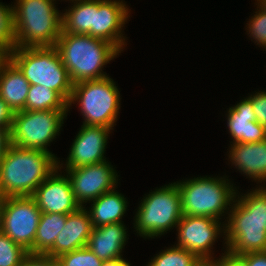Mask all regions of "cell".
<instances>
[{
    "mask_svg": "<svg viewBox=\"0 0 266 266\" xmlns=\"http://www.w3.org/2000/svg\"><path fill=\"white\" fill-rule=\"evenodd\" d=\"M57 169L54 154L11 144L0 161V197L32 196Z\"/></svg>",
    "mask_w": 266,
    "mask_h": 266,
    "instance_id": "cell-1",
    "label": "cell"
},
{
    "mask_svg": "<svg viewBox=\"0 0 266 266\" xmlns=\"http://www.w3.org/2000/svg\"><path fill=\"white\" fill-rule=\"evenodd\" d=\"M55 47L73 84L107 77L102 68L121 53L113 44L103 39L63 31Z\"/></svg>",
    "mask_w": 266,
    "mask_h": 266,
    "instance_id": "cell-2",
    "label": "cell"
},
{
    "mask_svg": "<svg viewBox=\"0 0 266 266\" xmlns=\"http://www.w3.org/2000/svg\"><path fill=\"white\" fill-rule=\"evenodd\" d=\"M13 9L15 48L55 46L62 32V14L55 0H16Z\"/></svg>",
    "mask_w": 266,
    "mask_h": 266,
    "instance_id": "cell-3",
    "label": "cell"
},
{
    "mask_svg": "<svg viewBox=\"0 0 266 266\" xmlns=\"http://www.w3.org/2000/svg\"><path fill=\"white\" fill-rule=\"evenodd\" d=\"M6 57L30 85L50 88L68 103L74 84L55 46L14 48Z\"/></svg>",
    "mask_w": 266,
    "mask_h": 266,
    "instance_id": "cell-4",
    "label": "cell"
},
{
    "mask_svg": "<svg viewBox=\"0 0 266 266\" xmlns=\"http://www.w3.org/2000/svg\"><path fill=\"white\" fill-rule=\"evenodd\" d=\"M228 181L225 177L207 176L177 181L183 215L221 219L220 217L224 216L222 214L227 208L226 211L230 209L236 197L237 190Z\"/></svg>",
    "mask_w": 266,
    "mask_h": 266,
    "instance_id": "cell-5",
    "label": "cell"
},
{
    "mask_svg": "<svg viewBox=\"0 0 266 266\" xmlns=\"http://www.w3.org/2000/svg\"><path fill=\"white\" fill-rule=\"evenodd\" d=\"M120 92L110 77L86 80L73 85L69 107L79 102L83 125L114 127L120 109Z\"/></svg>",
    "mask_w": 266,
    "mask_h": 266,
    "instance_id": "cell-6",
    "label": "cell"
},
{
    "mask_svg": "<svg viewBox=\"0 0 266 266\" xmlns=\"http://www.w3.org/2000/svg\"><path fill=\"white\" fill-rule=\"evenodd\" d=\"M141 201L133 224L143 238L167 233L176 228L183 216L181 194L176 182L157 188Z\"/></svg>",
    "mask_w": 266,
    "mask_h": 266,
    "instance_id": "cell-7",
    "label": "cell"
},
{
    "mask_svg": "<svg viewBox=\"0 0 266 266\" xmlns=\"http://www.w3.org/2000/svg\"><path fill=\"white\" fill-rule=\"evenodd\" d=\"M68 110H21L13 113L10 143L20 148L51 153L47 146L59 135Z\"/></svg>",
    "mask_w": 266,
    "mask_h": 266,
    "instance_id": "cell-8",
    "label": "cell"
},
{
    "mask_svg": "<svg viewBox=\"0 0 266 266\" xmlns=\"http://www.w3.org/2000/svg\"><path fill=\"white\" fill-rule=\"evenodd\" d=\"M41 211L32 196L0 200V231L27 251L33 246Z\"/></svg>",
    "mask_w": 266,
    "mask_h": 266,
    "instance_id": "cell-9",
    "label": "cell"
},
{
    "mask_svg": "<svg viewBox=\"0 0 266 266\" xmlns=\"http://www.w3.org/2000/svg\"><path fill=\"white\" fill-rule=\"evenodd\" d=\"M229 216L226 217V250L234 255L266 251V230L252 214L237 201H233Z\"/></svg>",
    "mask_w": 266,
    "mask_h": 266,
    "instance_id": "cell-10",
    "label": "cell"
},
{
    "mask_svg": "<svg viewBox=\"0 0 266 266\" xmlns=\"http://www.w3.org/2000/svg\"><path fill=\"white\" fill-rule=\"evenodd\" d=\"M206 216L183 215L176 228L178 243L181 247L195 254L204 263H212L211 247L220 233H225V224ZM223 227V228H221Z\"/></svg>",
    "mask_w": 266,
    "mask_h": 266,
    "instance_id": "cell-11",
    "label": "cell"
},
{
    "mask_svg": "<svg viewBox=\"0 0 266 266\" xmlns=\"http://www.w3.org/2000/svg\"><path fill=\"white\" fill-rule=\"evenodd\" d=\"M114 169L105 160L100 163L65 170L75 199L81 207L84 203L91 202L116 188L118 176Z\"/></svg>",
    "mask_w": 266,
    "mask_h": 266,
    "instance_id": "cell-12",
    "label": "cell"
},
{
    "mask_svg": "<svg viewBox=\"0 0 266 266\" xmlns=\"http://www.w3.org/2000/svg\"><path fill=\"white\" fill-rule=\"evenodd\" d=\"M62 164L58 160L55 170L35 190L32 197L42 213L70 214L77 211L81 205L76 201L69 178L58 173Z\"/></svg>",
    "mask_w": 266,
    "mask_h": 266,
    "instance_id": "cell-13",
    "label": "cell"
},
{
    "mask_svg": "<svg viewBox=\"0 0 266 266\" xmlns=\"http://www.w3.org/2000/svg\"><path fill=\"white\" fill-rule=\"evenodd\" d=\"M111 128L104 126L82 125L66 162V169L92 165L106 160L104 153Z\"/></svg>",
    "mask_w": 266,
    "mask_h": 266,
    "instance_id": "cell-14",
    "label": "cell"
},
{
    "mask_svg": "<svg viewBox=\"0 0 266 266\" xmlns=\"http://www.w3.org/2000/svg\"><path fill=\"white\" fill-rule=\"evenodd\" d=\"M129 12L122 0H97V11H94L93 19V37L108 41L120 52L123 51L126 43L122 29L130 17Z\"/></svg>",
    "mask_w": 266,
    "mask_h": 266,
    "instance_id": "cell-15",
    "label": "cell"
},
{
    "mask_svg": "<svg viewBox=\"0 0 266 266\" xmlns=\"http://www.w3.org/2000/svg\"><path fill=\"white\" fill-rule=\"evenodd\" d=\"M92 230L93 225L87 208L80 207L77 211L67 214L65 227L45 255L56 259L63 254L86 247Z\"/></svg>",
    "mask_w": 266,
    "mask_h": 266,
    "instance_id": "cell-16",
    "label": "cell"
},
{
    "mask_svg": "<svg viewBox=\"0 0 266 266\" xmlns=\"http://www.w3.org/2000/svg\"><path fill=\"white\" fill-rule=\"evenodd\" d=\"M227 126L232 143H251L266 140V126L256 121L252 101L247 97L230 107L227 112Z\"/></svg>",
    "mask_w": 266,
    "mask_h": 266,
    "instance_id": "cell-17",
    "label": "cell"
},
{
    "mask_svg": "<svg viewBox=\"0 0 266 266\" xmlns=\"http://www.w3.org/2000/svg\"><path fill=\"white\" fill-rule=\"evenodd\" d=\"M230 161L239 172L265 184L266 181V140L251 143H232Z\"/></svg>",
    "mask_w": 266,
    "mask_h": 266,
    "instance_id": "cell-18",
    "label": "cell"
},
{
    "mask_svg": "<svg viewBox=\"0 0 266 266\" xmlns=\"http://www.w3.org/2000/svg\"><path fill=\"white\" fill-rule=\"evenodd\" d=\"M127 231L123 223H111L93 228L87 247L102 261L122 257L127 241Z\"/></svg>",
    "mask_w": 266,
    "mask_h": 266,
    "instance_id": "cell-19",
    "label": "cell"
},
{
    "mask_svg": "<svg viewBox=\"0 0 266 266\" xmlns=\"http://www.w3.org/2000/svg\"><path fill=\"white\" fill-rule=\"evenodd\" d=\"M29 86L20 70L6 56H1L0 97L13 113L25 109Z\"/></svg>",
    "mask_w": 266,
    "mask_h": 266,
    "instance_id": "cell-20",
    "label": "cell"
},
{
    "mask_svg": "<svg viewBox=\"0 0 266 266\" xmlns=\"http://www.w3.org/2000/svg\"><path fill=\"white\" fill-rule=\"evenodd\" d=\"M90 215L93 228L111 223H122V217L127 209V201L124 195L115 189L106 192L92 201Z\"/></svg>",
    "mask_w": 266,
    "mask_h": 266,
    "instance_id": "cell-21",
    "label": "cell"
},
{
    "mask_svg": "<svg viewBox=\"0 0 266 266\" xmlns=\"http://www.w3.org/2000/svg\"><path fill=\"white\" fill-rule=\"evenodd\" d=\"M72 2L74 5L66 9L65 13H61L62 31L93 37V19L94 11H97V0H72Z\"/></svg>",
    "mask_w": 266,
    "mask_h": 266,
    "instance_id": "cell-22",
    "label": "cell"
},
{
    "mask_svg": "<svg viewBox=\"0 0 266 266\" xmlns=\"http://www.w3.org/2000/svg\"><path fill=\"white\" fill-rule=\"evenodd\" d=\"M67 215L61 213H41L30 254L45 255L54 245L57 235L66 224Z\"/></svg>",
    "mask_w": 266,
    "mask_h": 266,
    "instance_id": "cell-23",
    "label": "cell"
},
{
    "mask_svg": "<svg viewBox=\"0 0 266 266\" xmlns=\"http://www.w3.org/2000/svg\"><path fill=\"white\" fill-rule=\"evenodd\" d=\"M24 110H68V103L50 88L41 85H30Z\"/></svg>",
    "mask_w": 266,
    "mask_h": 266,
    "instance_id": "cell-24",
    "label": "cell"
},
{
    "mask_svg": "<svg viewBox=\"0 0 266 266\" xmlns=\"http://www.w3.org/2000/svg\"><path fill=\"white\" fill-rule=\"evenodd\" d=\"M195 254L178 246L162 250L147 266H203Z\"/></svg>",
    "mask_w": 266,
    "mask_h": 266,
    "instance_id": "cell-25",
    "label": "cell"
},
{
    "mask_svg": "<svg viewBox=\"0 0 266 266\" xmlns=\"http://www.w3.org/2000/svg\"><path fill=\"white\" fill-rule=\"evenodd\" d=\"M235 199L248 211L249 214L260 222L266 230V188L260 186L241 197Z\"/></svg>",
    "mask_w": 266,
    "mask_h": 266,
    "instance_id": "cell-26",
    "label": "cell"
},
{
    "mask_svg": "<svg viewBox=\"0 0 266 266\" xmlns=\"http://www.w3.org/2000/svg\"><path fill=\"white\" fill-rule=\"evenodd\" d=\"M15 48L12 6L0 3V55L6 56Z\"/></svg>",
    "mask_w": 266,
    "mask_h": 266,
    "instance_id": "cell-27",
    "label": "cell"
},
{
    "mask_svg": "<svg viewBox=\"0 0 266 266\" xmlns=\"http://www.w3.org/2000/svg\"><path fill=\"white\" fill-rule=\"evenodd\" d=\"M28 251L0 231V266H21Z\"/></svg>",
    "mask_w": 266,
    "mask_h": 266,
    "instance_id": "cell-28",
    "label": "cell"
},
{
    "mask_svg": "<svg viewBox=\"0 0 266 266\" xmlns=\"http://www.w3.org/2000/svg\"><path fill=\"white\" fill-rule=\"evenodd\" d=\"M58 266H101L100 260L87 246L56 258Z\"/></svg>",
    "mask_w": 266,
    "mask_h": 266,
    "instance_id": "cell-29",
    "label": "cell"
},
{
    "mask_svg": "<svg viewBox=\"0 0 266 266\" xmlns=\"http://www.w3.org/2000/svg\"><path fill=\"white\" fill-rule=\"evenodd\" d=\"M259 8V9H258ZM258 11H256L253 17L249 19L248 25V34L250 37L255 39L257 45L261 47L266 46V11L261 9L259 6L257 7Z\"/></svg>",
    "mask_w": 266,
    "mask_h": 266,
    "instance_id": "cell-30",
    "label": "cell"
},
{
    "mask_svg": "<svg viewBox=\"0 0 266 266\" xmlns=\"http://www.w3.org/2000/svg\"><path fill=\"white\" fill-rule=\"evenodd\" d=\"M248 98L252 101L256 121L266 126V92H256L255 95H250Z\"/></svg>",
    "mask_w": 266,
    "mask_h": 266,
    "instance_id": "cell-31",
    "label": "cell"
},
{
    "mask_svg": "<svg viewBox=\"0 0 266 266\" xmlns=\"http://www.w3.org/2000/svg\"><path fill=\"white\" fill-rule=\"evenodd\" d=\"M21 266H58L57 260L43 254H28Z\"/></svg>",
    "mask_w": 266,
    "mask_h": 266,
    "instance_id": "cell-32",
    "label": "cell"
},
{
    "mask_svg": "<svg viewBox=\"0 0 266 266\" xmlns=\"http://www.w3.org/2000/svg\"><path fill=\"white\" fill-rule=\"evenodd\" d=\"M222 254L221 259H215L212 262L215 266H247L246 261L239 255H234L227 250Z\"/></svg>",
    "mask_w": 266,
    "mask_h": 266,
    "instance_id": "cell-33",
    "label": "cell"
},
{
    "mask_svg": "<svg viewBox=\"0 0 266 266\" xmlns=\"http://www.w3.org/2000/svg\"><path fill=\"white\" fill-rule=\"evenodd\" d=\"M240 256L246 261L247 266H266V251L251 252Z\"/></svg>",
    "mask_w": 266,
    "mask_h": 266,
    "instance_id": "cell-34",
    "label": "cell"
},
{
    "mask_svg": "<svg viewBox=\"0 0 266 266\" xmlns=\"http://www.w3.org/2000/svg\"><path fill=\"white\" fill-rule=\"evenodd\" d=\"M13 112L0 97V127H11Z\"/></svg>",
    "mask_w": 266,
    "mask_h": 266,
    "instance_id": "cell-35",
    "label": "cell"
},
{
    "mask_svg": "<svg viewBox=\"0 0 266 266\" xmlns=\"http://www.w3.org/2000/svg\"><path fill=\"white\" fill-rule=\"evenodd\" d=\"M10 128L0 127V161L10 147Z\"/></svg>",
    "mask_w": 266,
    "mask_h": 266,
    "instance_id": "cell-36",
    "label": "cell"
},
{
    "mask_svg": "<svg viewBox=\"0 0 266 266\" xmlns=\"http://www.w3.org/2000/svg\"><path fill=\"white\" fill-rule=\"evenodd\" d=\"M101 266H130V263L121 257L115 260L103 261Z\"/></svg>",
    "mask_w": 266,
    "mask_h": 266,
    "instance_id": "cell-37",
    "label": "cell"
},
{
    "mask_svg": "<svg viewBox=\"0 0 266 266\" xmlns=\"http://www.w3.org/2000/svg\"><path fill=\"white\" fill-rule=\"evenodd\" d=\"M258 6L266 11V0H257Z\"/></svg>",
    "mask_w": 266,
    "mask_h": 266,
    "instance_id": "cell-38",
    "label": "cell"
},
{
    "mask_svg": "<svg viewBox=\"0 0 266 266\" xmlns=\"http://www.w3.org/2000/svg\"><path fill=\"white\" fill-rule=\"evenodd\" d=\"M203 266H215L213 263H204Z\"/></svg>",
    "mask_w": 266,
    "mask_h": 266,
    "instance_id": "cell-39",
    "label": "cell"
}]
</instances>
